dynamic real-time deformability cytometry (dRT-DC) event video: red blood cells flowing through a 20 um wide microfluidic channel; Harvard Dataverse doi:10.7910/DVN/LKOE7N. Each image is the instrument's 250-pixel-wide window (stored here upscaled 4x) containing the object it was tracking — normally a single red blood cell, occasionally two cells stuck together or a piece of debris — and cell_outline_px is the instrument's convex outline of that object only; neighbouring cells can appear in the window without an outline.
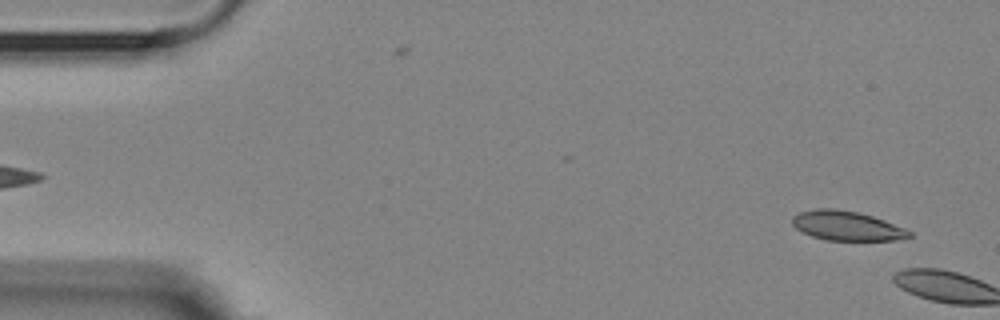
{"species": "Egyptian fruit bat (a non-hibernating species)", "species_latin": "Rousettus aegyptiacus", "temperature_condition": "room temperature", "stored_images_in_passage": 5, "segment_of_instrument_passage": [2, 2], "camera_frame_rate_fps": 3000, "um_per_image_px": 0.085, "animal": {"sex": "female"}, "frame": {"image": 1, "passage_image": 5, "time_ms": 5.0, "image_size_px": [1000, 320], "cell_outline_px": [[912, 236], [896, 240], [824, 240], [812, 236], [796, 228], [792, 224], [792, 216], [800, 212], [816, 208], [832, 208], [856, 212], [872, 216], [884, 220], [904, 228], [912, 232]], "centroid_in_image_um": [71.96, 19.19], "position_along_channel_um": 13.0, "area_um2": 19.94}}